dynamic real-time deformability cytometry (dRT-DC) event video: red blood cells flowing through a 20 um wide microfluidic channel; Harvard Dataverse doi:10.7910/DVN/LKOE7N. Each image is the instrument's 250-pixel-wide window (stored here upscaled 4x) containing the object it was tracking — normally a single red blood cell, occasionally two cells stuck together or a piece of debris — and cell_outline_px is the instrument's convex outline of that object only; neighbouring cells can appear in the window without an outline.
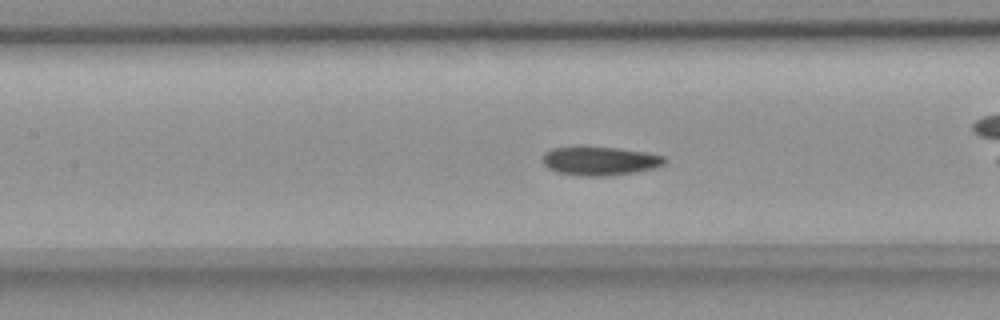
{"species": "common noctule bat (a hibernating species)", "species_latin": "Nyctalus noctula", "temperature_condition": "room temperature", "stored_images_in_passage": 37, "camera_frame_rate_fps": 3000, "um_per_image_px": 0.085, "animal": {"sex": "female", "body_mass_g": 18.4}, "frame": {"image": 1, "passage_image": 6, "time_ms": 1.667, "image_size_px": [1000, 320], "cell_outline_px": [[668, 160], [664, 164], [656, 168], [636, 172], [604, 176], [580, 176], [556, 172], [548, 168], [544, 164], [544, 152], [552, 148], [576, 144], [584, 144], [648, 152], [664, 156]], "centroid_in_image_um": [50.97, 13.64], "position_along_channel_um": 156.4, "area_um2": 21.27}}
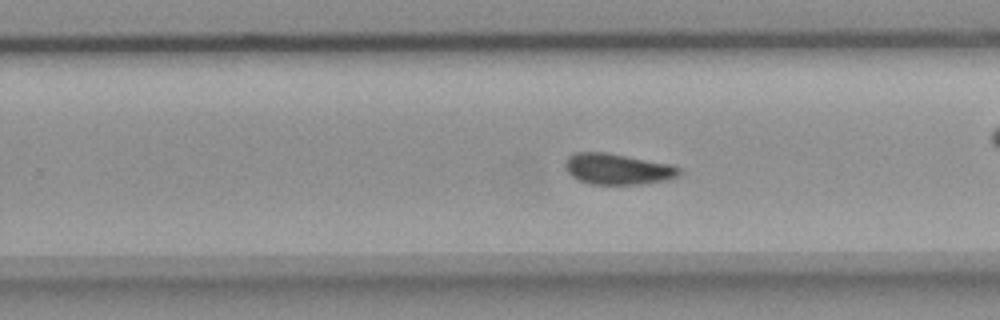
{"frame": {"image": 2, "passage_image": 16, "time_ms": 5.0, "image_size_px": [1000, 320], "cell_outline_px": [[680, 172], [676, 176], [668, 180], [640, 184], [592, 184], [580, 180], [572, 176], [564, 168], [564, 160], [568, 156], [576, 152], [604, 152], [672, 164], [680, 168]], "centroid_in_image_um": [52.47, 14.36], "position_along_channel_um": 277.3, "area_um2": 20.52}, "authors_computed_cell_mechanics": {"area_um2": 20.1722, "velocity_mm_per_s": 3.6414, "shape_relaxation_time_tau1_ms": null, "shape_relaxation_time_tau2_ms": 3.1023, "deformation_change_tau1": null, "deformation_change_tau2": 0.0513}}